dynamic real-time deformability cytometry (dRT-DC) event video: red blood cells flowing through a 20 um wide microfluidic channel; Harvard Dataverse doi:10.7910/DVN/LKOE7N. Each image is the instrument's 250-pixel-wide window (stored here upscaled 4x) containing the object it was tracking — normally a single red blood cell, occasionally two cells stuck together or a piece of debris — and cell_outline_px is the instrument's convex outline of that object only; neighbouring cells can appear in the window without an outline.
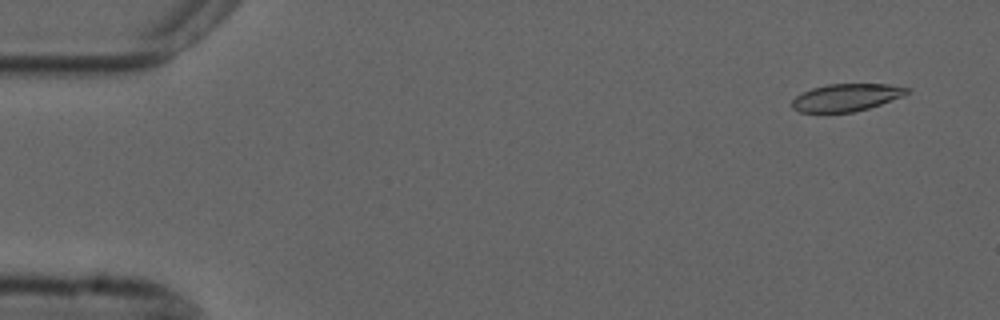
{"species": "common noctule bat (a hibernating species)", "species_latin": "Nyctalus noctula", "temperature_condition": "cold", "stored_images_in_passage": 53, "camera_frame_rate_fps": 3000, "um_per_image_px": 0.085, "animal": {"sex": "male", "forearm_length_mm": 52.5}, "frame": {"image": 1, "passage_image": 2, "time_ms": 0.333, "image_size_px": [1000, 320], "cell_outline_px": [[912, 88], [908, 92], [900, 96], [880, 104], [868, 108], [852, 112], [800, 112], [792, 108], [792, 100], [796, 96], [812, 88], [828, 84], [888, 84]], "centroid_in_image_um": [71.91, 8.28], "position_along_channel_um": 13.1, "area_um2": 18.09}}
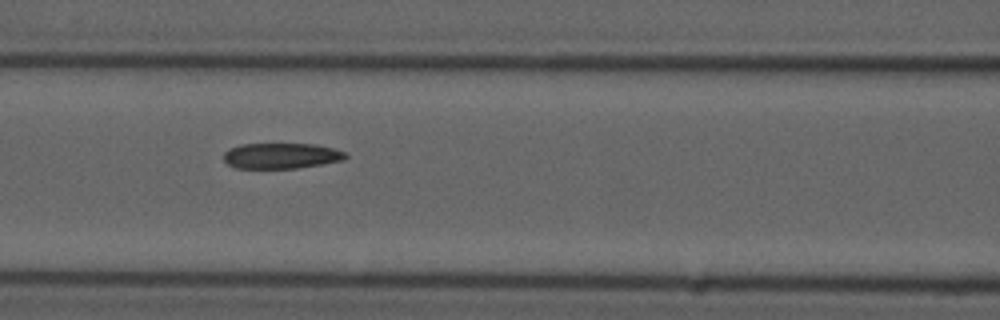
{"frame": {"image": 2, "passage_image": 22, "time_ms": 7.0, "image_size_px": [1000, 320], "cell_outline_px": [[348, 156], [344, 160], [296, 168], [236, 168], [228, 164], [224, 160], [224, 152], [228, 148], [240, 144], [312, 144], [332, 148], [344, 152]], "centroid_in_image_um": [23.86, 13.24], "position_along_channel_um": 142.7, "area_um2": 18.09}}
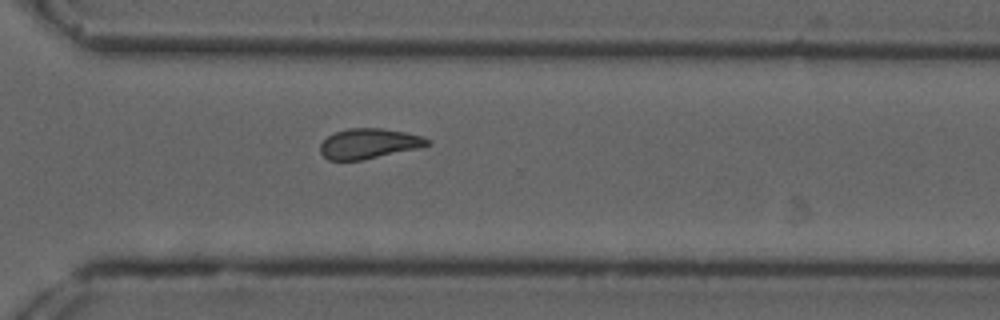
{"frame": {"image": 3, "passage_image": 38, "time_ms": 12.333, "image_size_px": [1000, 320], "cell_outline_px": [[432, 144], [420, 148], [360, 160], [328, 160], [320, 152], [320, 144], [328, 136], [336, 132], [348, 128], [384, 128], [404, 132], [420, 136], [432, 140]], "centroid_in_image_um": [31.38, 12.2], "position_along_channel_um": 339.2, "area_um2": 18.79}, "authors_computed_cell_mechanics": {"area_um2": 19.1896, "velocity_mm_per_s": 3.6872, "shape_relaxation_time_tau1_ms": null, "shape_relaxation_time_tau2_ms": 3.3931, "deformation_change_tau1": null, "deformation_change_tau2": 0.1087}}